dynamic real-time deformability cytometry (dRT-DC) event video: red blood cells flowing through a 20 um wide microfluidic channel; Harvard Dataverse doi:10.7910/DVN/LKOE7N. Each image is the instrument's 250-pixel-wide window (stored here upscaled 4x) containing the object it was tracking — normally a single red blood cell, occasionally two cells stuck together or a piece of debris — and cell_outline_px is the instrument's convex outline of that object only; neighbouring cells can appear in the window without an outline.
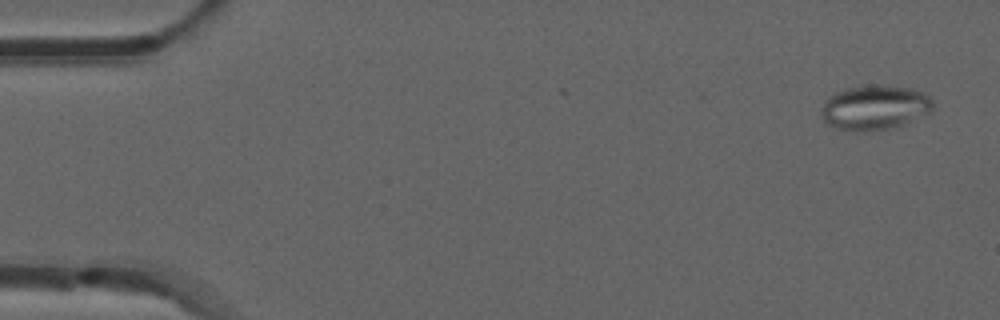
{"species": "common noctule bat (a hibernating species)", "species_latin": "Nyctalus noctula", "temperature_condition": "room temperature", "stored_images_in_passage": 52, "camera_frame_rate_fps": 3000, "um_per_image_px": 0.085, "animal": {"sex": "male", "forearm_length_mm": 52.5}, "frame": {"image": 1, "passage_image": 2, "time_ms": 0.333, "image_size_px": [1000, 320], "cell_outline_px": [[932, 112], [904, 124], [892, 128], [864, 132], [856, 132], [836, 128], [828, 124], [824, 120], [820, 112], [820, 108], [824, 100], [828, 96], [836, 92], [848, 88], [872, 84], [884, 84], [912, 88], [924, 92], [932, 100]], "centroid_in_image_um": [74.34, 9.13], "position_along_channel_um": 10.7, "area_um2": 29.65}}
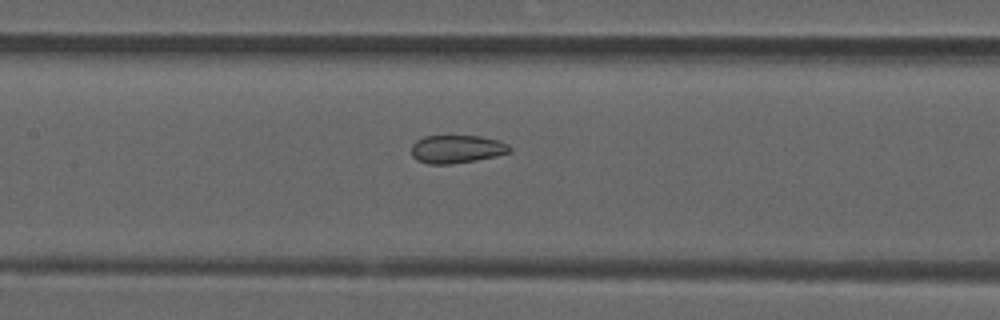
{"frame": {"image": 2, "passage_image": 24, "time_ms": 7.667, "image_size_px": [1000, 320], "cell_outline_px": [[512, 152], [496, 156], [476, 160], [452, 164], [428, 164], [416, 160], [412, 156], [412, 144], [416, 140], [424, 136], [480, 136], [500, 140], [508, 144], [512, 148]], "centroid_in_image_um": [38.84, 12.67], "position_along_channel_um": 168.6, "area_um2": 16.3}}
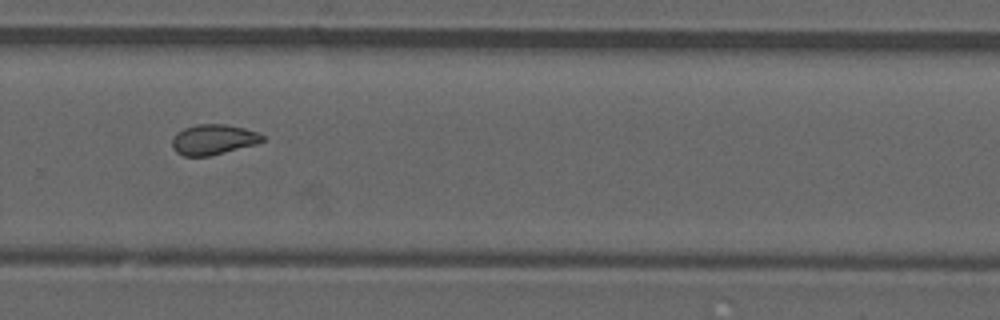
{"frame": {"image": 3, "passage_image": 35, "time_ms": 11.333, "image_size_px": [1000, 320], "cell_outline_px": [[264, 140], [256, 144], [208, 156], [184, 156], [176, 152], [172, 148], [172, 140], [176, 132], [184, 128], [196, 124], [224, 124], [244, 128], [256, 132], [264, 136]], "centroid_in_image_um": [18.1, 11.85], "position_along_channel_um": 311.7, "area_um2": 15.84}, "authors_computed_cell_mechanics": {"area_um2": 16.6464, "velocity_mm_per_s": 3.9162, "shape_relaxation_time_tau1_ms": null, "shape_relaxation_time_tau2_ms": 1.4652, "deformation_change_tau1": null, "deformation_change_tau2": 0.0741}}